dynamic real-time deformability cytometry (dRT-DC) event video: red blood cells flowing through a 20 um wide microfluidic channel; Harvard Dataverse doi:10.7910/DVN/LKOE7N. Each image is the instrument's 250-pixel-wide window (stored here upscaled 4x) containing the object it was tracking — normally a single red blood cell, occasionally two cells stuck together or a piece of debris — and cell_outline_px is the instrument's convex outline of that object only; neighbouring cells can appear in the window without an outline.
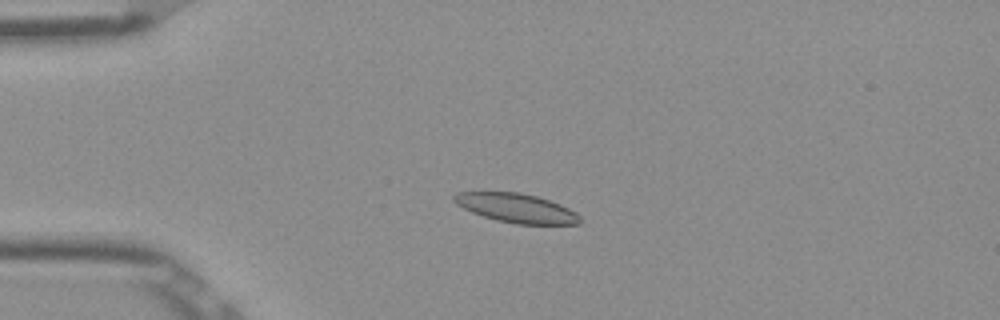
{"species": "Egyptian fruit bat (a non-hibernating species)", "species_latin": "Rousettus aegyptiacus", "temperature_condition": "room temperature", "stored_images_in_passage": 50, "camera_frame_rate_fps": 3000, "um_per_image_px": 0.085, "frame": {"image": 1, "passage_image": 10, "time_ms": 3.0, "image_size_px": [1000, 320], "cell_outline_px": [[580, 224], [516, 224], [496, 220], [472, 212], [456, 204], [452, 200], [452, 196], [456, 192], [520, 192], [536, 196], [560, 204], [576, 212], [580, 216]], "centroid_in_image_um": [43.88, 17.68], "position_along_channel_um": 41.1, "area_um2": 21.27}}
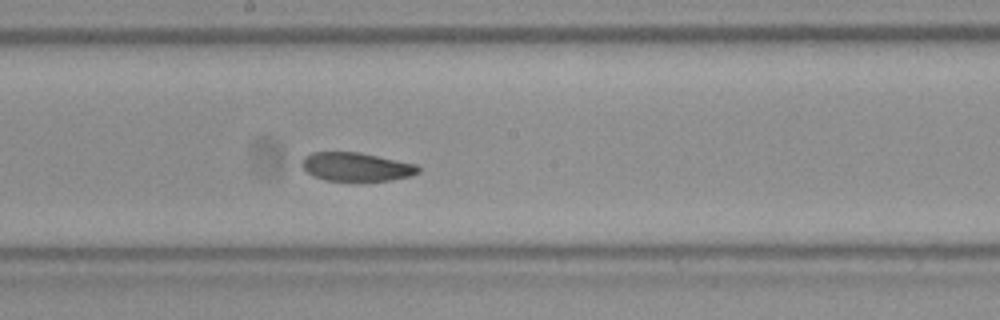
{"frame": {"image": 2, "passage_image": 26, "time_ms": 8.333, "image_size_px": [1000, 320], "cell_outline_px": [[420, 172], [412, 176], [392, 180], [324, 180], [308, 172], [300, 164], [300, 160], [304, 156], [312, 152], [360, 152], [416, 164], [420, 168]], "centroid_in_image_um": [30.29, 14.16], "position_along_channel_um": 217.9, "area_um2": 19.36}}
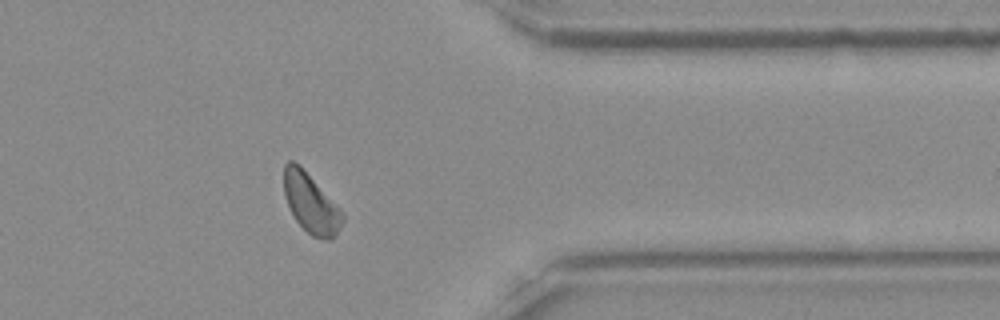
{"frame": {"image": 3, "passage_image": 40, "time_ms": 13.0, "image_size_px": [1000, 320], "cell_outline_px": [[344, 220], [340, 228], [332, 240], [324, 240], [312, 236], [296, 220], [284, 196], [284, 164], [288, 160], [292, 160], [300, 164], [344, 212]], "centroid_in_image_um": [26.44, 17.26], "position_along_channel_um": 385.0, "area_um2": 20.46}}